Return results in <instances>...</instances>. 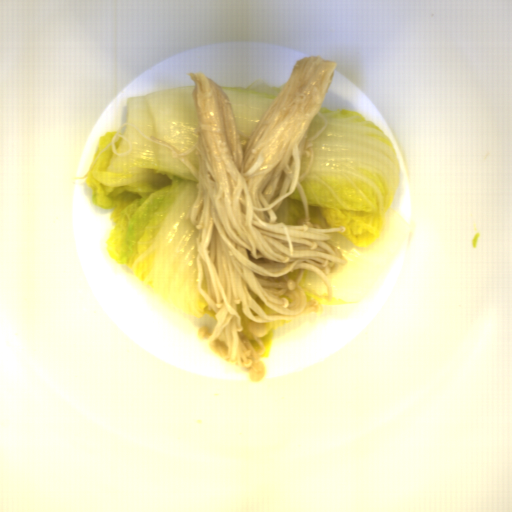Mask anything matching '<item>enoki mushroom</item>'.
Wrapping results in <instances>:
<instances>
[{
  "instance_id": "cea9216a",
  "label": "enoki mushroom",
  "mask_w": 512,
  "mask_h": 512,
  "mask_svg": "<svg viewBox=\"0 0 512 512\" xmlns=\"http://www.w3.org/2000/svg\"><path fill=\"white\" fill-rule=\"evenodd\" d=\"M338 67L323 56L298 57L244 154L225 89L205 72L191 71L198 115L191 147L178 152L126 121L73 179L86 178L111 147L119 156L130 154L133 144L120 133L124 125L167 147L185 165L198 182L189 215L198 230V294L217 318L213 331L201 325L196 334L256 383L267 373L261 359L266 323L324 312L323 303L309 300L300 283L304 271L321 277L331 302L330 269L359 258V250L333 235L345 234L344 226L312 223L302 184L314 162L312 141L330 125L320 109Z\"/></svg>"
}]
</instances>
